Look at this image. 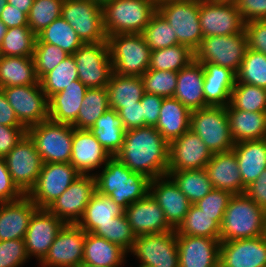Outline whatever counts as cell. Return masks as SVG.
Returning a JSON list of instances; mask_svg holds the SVG:
<instances>
[{
	"label": "cell",
	"instance_id": "obj_65",
	"mask_svg": "<svg viewBox=\"0 0 266 267\" xmlns=\"http://www.w3.org/2000/svg\"><path fill=\"white\" fill-rule=\"evenodd\" d=\"M7 29V26L2 21H0V43L2 42Z\"/></svg>",
	"mask_w": 266,
	"mask_h": 267
},
{
	"label": "cell",
	"instance_id": "obj_13",
	"mask_svg": "<svg viewBox=\"0 0 266 267\" xmlns=\"http://www.w3.org/2000/svg\"><path fill=\"white\" fill-rule=\"evenodd\" d=\"M1 89L26 130L49 119L48 99L40 83Z\"/></svg>",
	"mask_w": 266,
	"mask_h": 267
},
{
	"label": "cell",
	"instance_id": "obj_32",
	"mask_svg": "<svg viewBox=\"0 0 266 267\" xmlns=\"http://www.w3.org/2000/svg\"><path fill=\"white\" fill-rule=\"evenodd\" d=\"M232 150L246 188L266 170V139L237 142Z\"/></svg>",
	"mask_w": 266,
	"mask_h": 267
},
{
	"label": "cell",
	"instance_id": "obj_50",
	"mask_svg": "<svg viewBox=\"0 0 266 267\" xmlns=\"http://www.w3.org/2000/svg\"><path fill=\"white\" fill-rule=\"evenodd\" d=\"M64 0H34L28 14V27L37 35L61 16Z\"/></svg>",
	"mask_w": 266,
	"mask_h": 267
},
{
	"label": "cell",
	"instance_id": "obj_6",
	"mask_svg": "<svg viewBox=\"0 0 266 267\" xmlns=\"http://www.w3.org/2000/svg\"><path fill=\"white\" fill-rule=\"evenodd\" d=\"M200 0H165L157 11L170 24L181 45L196 51L203 37L199 21Z\"/></svg>",
	"mask_w": 266,
	"mask_h": 267
},
{
	"label": "cell",
	"instance_id": "obj_5",
	"mask_svg": "<svg viewBox=\"0 0 266 267\" xmlns=\"http://www.w3.org/2000/svg\"><path fill=\"white\" fill-rule=\"evenodd\" d=\"M113 73L142 76L149 69L151 49L142 34H116L107 37Z\"/></svg>",
	"mask_w": 266,
	"mask_h": 267
},
{
	"label": "cell",
	"instance_id": "obj_18",
	"mask_svg": "<svg viewBox=\"0 0 266 267\" xmlns=\"http://www.w3.org/2000/svg\"><path fill=\"white\" fill-rule=\"evenodd\" d=\"M85 231L78 224H65L58 232L41 267H79L83 260Z\"/></svg>",
	"mask_w": 266,
	"mask_h": 267
},
{
	"label": "cell",
	"instance_id": "obj_28",
	"mask_svg": "<svg viewBox=\"0 0 266 267\" xmlns=\"http://www.w3.org/2000/svg\"><path fill=\"white\" fill-rule=\"evenodd\" d=\"M204 68L203 93L206 106H224L230 103L236 83V73L227 67L201 63Z\"/></svg>",
	"mask_w": 266,
	"mask_h": 267
},
{
	"label": "cell",
	"instance_id": "obj_17",
	"mask_svg": "<svg viewBox=\"0 0 266 267\" xmlns=\"http://www.w3.org/2000/svg\"><path fill=\"white\" fill-rule=\"evenodd\" d=\"M96 191L95 175H80L47 209L65 224H78Z\"/></svg>",
	"mask_w": 266,
	"mask_h": 267
},
{
	"label": "cell",
	"instance_id": "obj_25",
	"mask_svg": "<svg viewBox=\"0 0 266 267\" xmlns=\"http://www.w3.org/2000/svg\"><path fill=\"white\" fill-rule=\"evenodd\" d=\"M124 214L136 236L174 230L166 221L163 210L150 194L125 208Z\"/></svg>",
	"mask_w": 266,
	"mask_h": 267
},
{
	"label": "cell",
	"instance_id": "obj_7",
	"mask_svg": "<svg viewBox=\"0 0 266 267\" xmlns=\"http://www.w3.org/2000/svg\"><path fill=\"white\" fill-rule=\"evenodd\" d=\"M190 129L201 138L212 154L232 150L235 145L224 106L209 105L191 111Z\"/></svg>",
	"mask_w": 266,
	"mask_h": 267
},
{
	"label": "cell",
	"instance_id": "obj_15",
	"mask_svg": "<svg viewBox=\"0 0 266 267\" xmlns=\"http://www.w3.org/2000/svg\"><path fill=\"white\" fill-rule=\"evenodd\" d=\"M131 254L140 264L151 267H179L175 229L170 232L136 236Z\"/></svg>",
	"mask_w": 266,
	"mask_h": 267
},
{
	"label": "cell",
	"instance_id": "obj_33",
	"mask_svg": "<svg viewBox=\"0 0 266 267\" xmlns=\"http://www.w3.org/2000/svg\"><path fill=\"white\" fill-rule=\"evenodd\" d=\"M191 111L174 97L163 98L159 118L154 126L170 143L190 129Z\"/></svg>",
	"mask_w": 266,
	"mask_h": 267
},
{
	"label": "cell",
	"instance_id": "obj_47",
	"mask_svg": "<svg viewBox=\"0 0 266 267\" xmlns=\"http://www.w3.org/2000/svg\"><path fill=\"white\" fill-rule=\"evenodd\" d=\"M236 82L266 88V55L247 48Z\"/></svg>",
	"mask_w": 266,
	"mask_h": 267
},
{
	"label": "cell",
	"instance_id": "obj_45",
	"mask_svg": "<svg viewBox=\"0 0 266 267\" xmlns=\"http://www.w3.org/2000/svg\"><path fill=\"white\" fill-rule=\"evenodd\" d=\"M36 38L29 27L8 28L0 43V55L33 57Z\"/></svg>",
	"mask_w": 266,
	"mask_h": 267
},
{
	"label": "cell",
	"instance_id": "obj_64",
	"mask_svg": "<svg viewBox=\"0 0 266 267\" xmlns=\"http://www.w3.org/2000/svg\"><path fill=\"white\" fill-rule=\"evenodd\" d=\"M34 0H7V4L12 5L13 7L19 9L25 14H29Z\"/></svg>",
	"mask_w": 266,
	"mask_h": 267
},
{
	"label": "cell",
	"instance_id": "obj_34",
	"mask_svg": "<svg viewBox=\"0 0 266 267\" xmlns=\"http://www.w3.org/2000/svg\"><path fill=\"white\" fill-rule=\"evenodd\" d=\"M127 252L117 244L103 237L85 232L84 255L82 263L99 267H122Z\"/></svg>",
	"mask_w": 266,
	"mask_h": 267
},
{
	"label": "cell",
	"instance_id": "obj_67",
	"mask_svg": "<svg viewBox=\"0 0 266 267\" xmlns=\"http://www.w3.org/2000/svg\"><path fill=\"white\" fill-rule=\"evenodd\" d=\"M93 2H96L97 4L103 6L105 3L112 1V0H91Z\"/></svg>",
	"mask_w": 266,
	"mask_h": 267
},
{
	"label": "cell",
	"instance_id": "obj_38",
	"mask_svg": "<svg viewBox=\"0 0 266 267\" xmlns=\"http://www.w3.org/2000/svg\"><path fill=\"white\" fill-rule=\"evenodd\" d=\"M109 107L117 110L120 105H135L141 101L145 90L141 76H124L112 73L107 84Z\"/></svg>",
	"mask_w": 266,
	"mask_h": 267
},
{
	"label": "cell",
	"instance_id": "obj_42",
	"mask_svg": "<svg viewBox=\"0 0 266 267\" xmlns=\"http://www.w3.org/2000/svg\"><path fill=\"white\" fill-rule=\"evenodd\" d=\"M109 108L107 87L88 88L72 126L75 129H91L96 120Z\"/></svg>",
	"mask_w": 266,
	"mask_h": 267
},
{
	"label": "cell",
	"instance_id": "obj_3",
	"mask_svg": "<svg viewBox=\"0 0 266 267\" xmlns=\"http://www.w3.org/2000/svg\"><path fill=\"white\" fill-rule=\"evenodd\" d=\"M266 210L245 193L234 194L224 212L220 241H233L264 235Z\"/></svg>",
	"mask_w": 266,
	"mask_h": 267
},
{
	"label": "cell",
	"instance_id": "obj_66",
	"mask_svg": "<svg viewBox=\"0 0 266 267\" xmlns=\"http://www.w3.org/2000/svg\"><path fill=\"white\" fill-rule=\"evenodd\" d=\"M6 4H7V0H0V16Z\"/></svg>",
	"mask_w": 266,
	"mask_h": 267
},
{
	"label": "cell",
	"instance_id": "obj_14",
	"mask_svg": "<svg viewBox=\"0 0 266 267\" xmlns=\"http://www.w3.org/2000/svg\"><path fill=\"white\" fill-rule=\"evenodd\" d=\"M80 175L71 163H43L27 196L38 208H48Z\"/></svg>",
	"mask_w": 266,
	"mask_h": 267
},
{
	"label": "cell",
	"instance_id": "obj_40",
	"mask_svg": "<svg viewBox=\"0 0 266 267\" xmlns=\"http://www.w3.org/2000/svg\"><path fill=\"white\" fill-rule=\"evenodd\" d=\"M167 175L178 186L191 204H195L213 189L205 169L168 171Z\"/></svg>",
	"mask_w": 266,
	"mask_h": 267
},
{
	"label": "cell",
	"instance_id": "obj_35",
	"mask_svg": "<svg viewBox=\"0 0 266 267\" xmlns=\"http://www.w3.org/2000/svg\"><path fill=\"white\" fill-rule=\"evenodd\" d=\"M39 84L33 57L0 55V88Z\"/></svg>",
	"mask_w": 266,
	"mask_h": 267
},
{
	"label": "cell",
	"instance_id": "obj_52",
	"mask_svg": "<svg viewBox=\"0 0 266 267\" xmlns=\"http://www.w3.org/2000/svg\"><path fill=\"white\" fill-rule=\"evenodd\" d=\"M69 54L49 43H35L34 64L38 80L57 67Z\"/></svg>",
	"mask_w": 266,
	"mask_h": 267
},
{
	"label": "cell",
	"instance_id": "obj_21",
	"mask_svg": "<svg viewBox=\"0 0 266 267\" xmlns=\"http://www.w3.org/2000/svg\"><path fill=\"white\" fill-rule=\"evenodd\" d=\"M219 267H266V237L221 241Z\"/></svg>",
	"mask_w": 266,
	"mask_h": 267
},
{
	"label": "cell",
	"instance_id": "obj_59",
	"mask_svg": "<svg viewBox=\"0 0 266 267\" xmlns=\"http://www.w3.org/2000/svg\"><path fill=\"white\" fill-rule=\"evenodd\" d=\"M236 6L245 23L266 20V0H239Z\"/></svg>",
	"mask_w": 266,
	"mask_h": 267
},
{
	"label": "cell",
	"instance_id": "obj_49",
	"mask_svg": "<svg viewBox=\"0 0 266 267\" xmlns=\"http://www.w3.org/2000/svg\"><path fill=\"white\" fill-rule=\"evenodd\" d=\"M141 34L151 51L179 44L172 27L158 11L152 15Z\"/></svg>",
	"mask_w": 266,
	"mask_h": 267
},
{
	"label": "cell",
	"instance_id": "obj_53",
	"mask_svg": "<svg viewBox=\"0 0 266 267\" xmlns=\"http://www.w3.org/2000/svg\"><path fill=\"white\" fill-rule=\"evenodd\" d=\"M28 259L24 239L0 241V267H20Z\"/></svg>",
	"mask_w": 266,
	"mask_h": 267
},
{
	"label": "cell",
	"instance_id": "obj_48",
	"mask_svg": "<svg viewBox=\"0 0 266 267\" xmlns=\"http://www.w3.org/2000/svg\"><path fill=\"white\" fill-rule=\"evenodd\" d=\"M92 233L117 244L127 253H130L136 240V235L125 214L111 219V222L107 224L99 225Z\"/></svg>",
	"mask_w": 266,
	"mask_h": 267
},
{
	"label": "cell",
	"instance_id": "obj_1",
	"mask_svg": "<svg viewBox=\"0 0 266 267\" xmlns=\"http://www.w3.org/2000/svg\"><path fill=\"white\" fill-rule=\"evenodd\" d=\"M114 157L131 171L155 179L167 175L169 143L154 126H142L125 131L123 146Z\"/></svg>",
	"mask_w": 266,
	"mask_h": 267
},
{
	"label": "cell",
	"instance_id": "obj_56",
	"mask_svg": "<svg viewBox=\"0 0 266 267\" xmlns=\"http://www.w3.org/2000/svg\"><path fill=\"white\" fill-rule=\"evenodd\" d=\"M25 194L17 187L10 176L4 158H0V203L11 202L22 198Z\"/></svg>",
	"mask_w": 266,
	"mask_h": 267
},
{
	"label": "cell",
	"instance_id": "obj_61",
	"mask_svg": "<svg viewBox=\"0 0 266 267\" xmlns=\"http://www.w3.org/2000/svg\"><path fill=\"white\" fill-rule=\"evenodd\" d=\"M244 193L258 206L266 210V170L252 184L246 187Z\"/></svg>",
	"mask_w": 266,
	"mask_h": 267
},
{
	"label": "cell",
	"instance_id": "obj_51",
	"mask_svg": "<svg viewBox=\"0 0 266 267\" xmlns=\"http://www.w3.org/2000/svg\"><path fill=\"white\" fill-rule=\"evenodd\" d=\"M178 72L147 70L142 76L146 93L155 94L164 98L173 97L177 84Z\"/></svg>",
	"mask_w": 266,
	"mask_h": 267
},
{
	"label": "cell",
	"instance_id": "obj_46",
	"mask_svg": "<svg viewBox=\"0 0 266 267\" xmlns=\"http://www.w3.org/2000/svg\"><path fill=\"white\" fill-rule=\"evenodd\" d=\"M229 104L239 110L266 112V88L236 82Z\"/></svg>",
	"mask_w": 266,
	"mask_h": 267
},
{
	"label": "cell",
	"instance_id": "obj_57",
	"mask_svg": "<svg viewBox=\"0 0 266 267\" xmlns=\"http://www.w3.org/2000/svg\"><path fill=\"white\" fill-rule=\"evenodd\" d=\"M162 96L144 93L141 99L143 126H155L163 103Z\"/></svg>",
	"mask_w": 266,
	"mask_h": 267
},
{
	"label": "cell",
	"instance_id": "obj_12",
	"mask_svg": "<svg viewBox=\"0 0 266 267\" xmlns=\"http://www.w3.org/2000/svg\"><path fill=\"white\" fill-rule=\"evenodd\" d=\"M3 158L13 182L27 195L35 186L43 166L35 143L26 133Z\"/></svg>",
	"mask_w": 266,
	"mask_h": 267
},
{
	"label": "cell",
	"instance_id": "obj_70",
	"mask_svg": "<svg viewBox=\"0 0 266 267\" xmlns=\"http://www.w3.org/2000/svg\"><path fill=\"white\" fill-rule=\"evenodd\" d=\"M264 236L266 237V215H265Z\"/></svg>",
	"mask_w": 266,
	"mask_h": 267
},
{
	"label": "cell",
	"instance_id": "obj_44",
	"mask_svg": "<svg viewBox=\"0 0 266 267\" xmlns=\"http://www.w3.org/2000/svg\"><path fill=\"white\" fill-rule=\"evenodd\" d=\"M75 80H79L76 62L73 55H68L57 67L44 75L39 83L49 100Z\"/></svg>",
	"mask_w": 266,
	"mask_h": 267
},
{
	"label": "cell",
	"instance_id": "obj_24",
	"mask_svg": "<svg viewBox=\"0 0 266 267\" xmlns=\"http://www.w3.org/2000/svg\"><path fill=\"white\" fill-rule=\"evenodd\" d=\"M110 158L89 129L73 127L70 163L81 175H90L96 168H102Z\"/></svg>",
	"mask_w": 266,
	"mask_h": 267
},
{
	"label": "cell",
	"instance_id": "obj_11",
	"mask_svg": "<svg viewBox=\"0 0 266 267\" xmlns=\"http://www.w3.org/2000/svg\"><path fill=\"white\" fill-rule=\"evenodd\" d=\"M78 78L88 88H103L113 73L107 42L84 43L73 54Z\"/></svg>",
	"mask_w": 266,
	"mask_h": 267
},
{
	"label": "cell",
	"instance_id": "obj_19",
	"mask_svg": "<svg viewBox=\"0 0 266 267\" xmlns=\"http://www.w3.org/2000/svg\"><path fill=\"white\" fill-rule=\"evenodd\" d=\"M212 152L191 129L169 143L168 171L205 169Z\"/></svg>",
	"mask_w": 266,
	"mask_h": 267
},
{
	"label": "cell",
	"instance_id": "obj_39",
	"mask_svg": "<svg viewBox=\"0 0 266 267\" xmlns=\"http://www.w3.org/2000/svg\"><path fill=\"white\" fill-rule=\"evenodd\" d=\"M224 216H208L195 204H191L183 221L175 229L177 234L220 238V226Z\"/></svg>",
	"mask_w": 266,
	"mask_h": 267
},
{
	"label": "cell",
	"instance_id": "obj_8",
	"mask_svg": "<svg viewBox=\"0 0 266 267\" xmlns=\"http://www.w3.org/2000/svg\"><path fill=\"white\" fill-rule=\"evenodd\" d=\"M27 134L35 143L43 163H70L72 125L48 119L28 128Z\"/></svg>",
	"mask_w": 266,
	"mask_h": 267
},
{
	"label": "cell",
	"instance_id": "obj_23",
	"mask_svg": "<svg viewBox=\"0 0 266 267\" xmlns=\"http://www.w3.org/2000/svg\"><path fill=\"white\" fill-rule=\"evenodd\" d=\"M179 267H219L220 238L176 233Z\"/></svg>",
	"mask_w": 266,
	"mask_h": 267
},
{
	"label": "cell",
	"instance_id": "obj_9",
	"mask_svg": "<svg viewBox=\"0 0 266 267\" xmlns=\"http://www.w3.org/2000/svg\"><path fill=\"white\" fill-rule=\"evenodd\" d=\"M248 48L245 30L240 34L204 37L194 52L199 63H212L238 72Z\"/></svg>",
	"mask_w": 266,
	"mask_h": 267
},
{
	"label": "cell",
	"instance_id": "obj_30",
	"mask_svg": "<svg viewBox=\"0 0 266 267\" xmlns=\"http://www.w3.org/2000/svg\"><path fill=\"white\" fill-rule=\"evenodd\" d=\"M87 90L88 87L80 80H75L64 90L53 95L48 100L49 119L54 122L72 125L77 119Z\"/></svg>",
	"mask_w": 266,
	"mask_h": 267
},
{
	"label": "cell",
	"instance_id": "obj_58",
	"mask_svg": "<svg viewBox=\"0 0 266 267\" xmlns=\"http://www.w3.org/2000/svg\"><path fill=\"white\" fill-rule=\"evenodd\" d=\"M26 133L23 126L0 125V158L5 157Z\"/></svg>",
	"mask_w": 266,
	"mask_h": 267
},
{
	"label": "cell",
	"instance_id": "obj_72",
	"mask_svg": "<svg viewBox=\"0 0 266 267\" xmlns=\"http://www.w3.org/2000/svg\"><path fill=\"white\" fill-rule=\"evenodd\" d=\"M156 1V3H159V2H161V1H165V0H155Z\"/></svg>",
	"mask_w": 266,
	"mask_h": 267
},
{
	"label": "cell",
	"instance_id": "obj_4",
	"mask_svg": "<svg viewBox=\"0 0 266 267\" xmlns=\"http://www.w3.org/2000/svg\"><path fill=\"white\" fill-rule=\"evenodd\" d=\"M106 36L141 34L157 11L155 0H112L102 6Z\"/></svg>",
	"mask_w": 266,
	"mask_h": 267
},
{
	"label": "cell",
	"instance_id": "obj_29",
	"mask_svg": "<svg viewBox=\"0 0 266 267\" xmlns=\"http://www.w3.org/2000/svg\"><path fill=\"white\" fill-rule=\"evenodd\" d=\"M203 83L204 68L201 63L193 60L188 66L178 72L173 97L190 111L199 110L205 107Z\"/></svg>",
	"mask_w": 266,
	"mask_h": 267
},
{
	"label": "cell",
	"instance_id": "obj_20",
	"mask_svg": "<svg viewBox=\"0 0 266 267\" xmlns=\"http://www.w3.org/2000/svg\"><path fill=\"white\" fill-rule=\"evenodd\" d=\"M64 225L65 223L47 208H37L24 237L29 259L34 256L40 262Z\"/></svg>",
	"mask_w": 266,
	"mask_h": 267
},
{
	"label": "cell",
	"instance_id": "obj_54",
	"mask_svg": "<svg viewBox=\"0 0 266 267\" xmlns=\"http://www.w3.org/2000/svg\"><path fill=\"white\" fill-rule=\"evenodd\" d=\"M233 194L226 190L212 189L201 200L195 203L208 216H224V212Z\"/></svg>",
	"mask_w": 266,
	"mask_h": 267
},
{
	"label": "cell",
	"instance_id": "obj_62",
	"mask_svg": "<svg viewBox=\"0 0 266 267\" xmlns=\"http://www.w3.org/2000/svg\"><path fill=\"white\" fill-rule=\"evenodd\" d=\"M7 28L28 27V15L10 4H6L0 16Z\"/></svg>",
	"mask_w": 266,
	"mask_h": 267
},
{
	"label": "cell",
	"instance_id": "obj_10",
	"mask_svg": "<svg viewBox=\"0 0 266 267\" xmlns=\"http://www.w3.org/2000/svg\"><path fill=\"white\" fill-rule=\"evenodd\" d=\"M61 17L76 31L83 43L107 42L102 6L91 0H64Z\"/></svg>",
	"mask_w": 266,
	"mask_h": 267
},
{
	"label": "cell",
	"instance_id": "obj_60",
	"mask_svg": "<svg viewBox=\"0 0 266 267\" xmlns=\"http://www.w3.org/2000/svg\"><path fill=\"white\" fill-rule=\"evenodd\" d=\"M116 111L118 112L126 131L143 126L141 101L135 102V105H120V108Z\"/></svg>",
	"mask_w": 266,
	"mask_h": 267
},
{
	"label": "cell",
	"instance_id": "obj_16",
	"mask_svg": "<svg viewBox=\"0 0 266 267\" xmlns=\"http://www.w3.org/2000/svg\"><path fill=\"white\" fill-rule=\"evenodd\" d=\"M199 21L203 37L240 34L245 30L234 3L200 0Z\"/></svg>",
	"mask_w": 266,
	"mask_h": 267
},
{
	"label": "cell",
	"instance_id": "obj_69",
	"mask_svg": "<svg viewBox=\"0 0 266 267\" xmlns=\"http://www.w3.org/2000/svg\"><path fill=\"white\" fill-rule=\"evenodd\" d=\"M79 267H99V266H95V265H91V264L81 263Z\"/></svg>",
	"mask_w": 266,
	"mask_h": 267
},
{
	"label": "cell",
	"instance_id": "obj_31",
	"mask_svg": "<svg viewBox=\"0 0 266 267\" xmlns=\"http://www.w3.org/2000/svg\"><path fill=\"white\" fill-rule=\"evenodd\" d=\"M232 139L242 141L266 139V112H251L226 107Z\"/></svg>",
	"mask_w": 266,
	"mask_h": 267
},
{
	"label": "cell",
	"instance_id": "obj_22",
	"mask_svg": "<svg viewBox=\"0 0 266 267\" xmlns=\"http://www.w3.org/2000/svg\"><path fill=\"white\" fill-rule=\"evenodd\" d=\"M149 194L163 210L168 224L176 229L191 206L187 197L168 175L151 179Z\"/></svg>",
	"mask_w": 266,
	"mask_h": 267
},
{
	"label": "cell",
	"instance_id": "obj_26",
	"mask_svg": "<svg viewBox=\"0 0 266 267\" xmlns=\"http://www.w3.org/2000/svg\"><path fill=\"white\" fill-rule=\"evenodd\" d=\"M38 207L27 196L0 203V241L24 239L29 221Z\"/></svg>",
	"mask_w": 266,
	"mask_h": 267
},
{
	"label": "cell",
	"instance_id": "obj_36",
	"mask_svg": "<svg viewBox=\"0 0 266 267\" xmlns=\"http://www.w3.org/2000/svg\"><path fill=\"white\" fill-rule=\"evenodd\" d=\"M89 130L111 157L122 148L126 129L115 109L109 108Z\"/></svg>",
	"mask_w": 266,
	"mask_h": 267
},
{
	"label": "cell",
	"instance_id": "obj_68",
	"mask_svg": "<svg viewBox=\"0 0 266 267\" xmlns=\"http://www.w3.org/2000/svg\"><path fill=\"white\" fill-rule=\"evenodd\" d=\"M217 2H224V3H234L236 4L239 0H214Z\"/></svg>",
	"mask_w": 266,
	"mask_h": 267
},
{
	"label": "cell",
	"instance_id": "obj_55",
	"mask_svg": "<svg viewBox=\"0 0 266 267\" xmlns=\"http://www.w3.org/2000/svg\"><path fill=\"white\" fill-rule=\"evenodd\" d=\"M248 48L266 55V20L245 23Z\"/></svg>",
	"mask_w": 266,
	"mask_h": 267
},
{
	"label": "cell",
	"instance_id": "obj_63",
	"mask_svg": "<svg viewBox=\"0 0 266 267\" xmlns=\"http://www.w3.org/2000/svg\"><path fill=\"white\" fill-rule=\"evenodd\" d=\"M0 125L22 126L17 119L16 113L7 101L3 90L0 88Z\"/></svg>",
	"mask_w": 266,
	"mask_h": 267
},
{
	"label": "cell",
	"instance_id": "obj_27",
	"mask_svg": "<svg viewBox=\"0 0 266 267\" xmlns=\"http://www.w3.org/2000/svg\"><path fill=\"white\" fill-rule=\"evenodd\" d=\"M205 170L214 189L226 190L234 194H243V186L237 157L233 150L214 153L205 166Z\"/></svg>",
	"mask_w": 266,
	"mask_h": 267
},
{
	"label": "cell",
	"instance_id": "obj_37",
	"mask_svg": "<svg viewBox=\"0 0 266 267\" xmlns=\"http://www.w3.org/2000/svg\"><path fill=\"white\" fill-rule=\"evenodd\" d=\"M124 214V208L116 204L109 196L96 191L88 202L78 225L88 233H92L99 225L111 222V219Z\"/></svg>",
	"mask_w": 266,
	"mask_h": 267
},
{
	"label": "cell",
	"instance_id": "obj_2",
	"mask_svg": "<svg viewBox=\"0 0 266 267\" xmlns=\"http://www.w3.org/2000/svg\"><path fill=\"white\" fill-rule=\"evenodd\" d=\"M94 175L97 191L109 196L124 209L149 194L151 179L131 171L116 157H111L102 167L101 173Z\"/></svg>",
	"mask_w": 266,
	"mask_h": 267
},
{
	"label": "cell",
	"instance_id": "obj_43",
	"mask_svg": "<svg viewBox=\"0 0 266 267\" xmlns=\"http://www.w3.org/2000/svg\"><path fill=\"white\" fill-rule=\"evenodd\" d=\"M195 60V53L181 44L151 51L149 69L179 72Z\"/></svg>",
	"mask_w": 266,
	"mask_h": 267
},
{
	"label": "cell",
	"instance_id": "obj_71",
	"mask_svg": "<svg viewBox=\"0 0 266 267\" xmlns=\"http://www.w3.org/2000/svg\"><path fill=\"white\" fill-rule=\"evenodd\" d=\"M138 267H151V266H147V265H144V264H140Z\"/></svg>",
	"mask_w": 266,
	"mask_h": 267
},
{
	"label": "cell",
	"instance_id": "obj_41",
	"mask_svg": "<svg viewBox=\"0 0 266 267\" xmlns=\"http://www.w3.org/2000/svg\"><path fill=\"white\" fill-rule=\"evenodd\" d=\"M35 43H49L73 55L84 43L76 31L61 16L36 35Z\"/></svg>",
	"mask_w": 266,
	"mask_h": 267
}]
</instances>
